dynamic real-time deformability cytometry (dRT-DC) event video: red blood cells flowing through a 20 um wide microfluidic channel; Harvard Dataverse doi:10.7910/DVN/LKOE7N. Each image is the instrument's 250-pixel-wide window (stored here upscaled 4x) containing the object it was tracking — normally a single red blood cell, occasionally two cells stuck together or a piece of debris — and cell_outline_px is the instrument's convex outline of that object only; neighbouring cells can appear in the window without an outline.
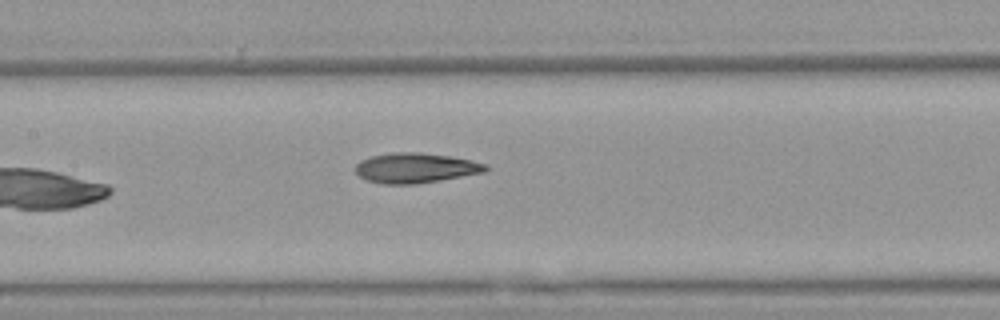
{"species": "Egyptian fruit bat (a non-hibernating species)", "species_latin": "Rousettus aegyptiacus", "temperature_condition": "warm", "stored_images_in_passage": 7, "camera_frame_rate_fps": 3000, "um_per_image_px": 0.085, "animal": {"sex": "female"}, "frame": {"image": 1, "passage_image": 7, "time_ms": 2.0, "image_size_px": [1000, 320], "cell_outline_px": [[488, 168], [484, 172], [440, 180], [412, 184], [380, 184], [368, 180], [360, 176], [356, 172], [356, 164], [360, 160], [372, 156], [392, 152], [420, 152], [448, 156], [472, 160], [488, 164]], "centroid_in_image_um": [35.32, 14.27], "position_along_channel_um": 172.1, "area_um2": 22.66}}